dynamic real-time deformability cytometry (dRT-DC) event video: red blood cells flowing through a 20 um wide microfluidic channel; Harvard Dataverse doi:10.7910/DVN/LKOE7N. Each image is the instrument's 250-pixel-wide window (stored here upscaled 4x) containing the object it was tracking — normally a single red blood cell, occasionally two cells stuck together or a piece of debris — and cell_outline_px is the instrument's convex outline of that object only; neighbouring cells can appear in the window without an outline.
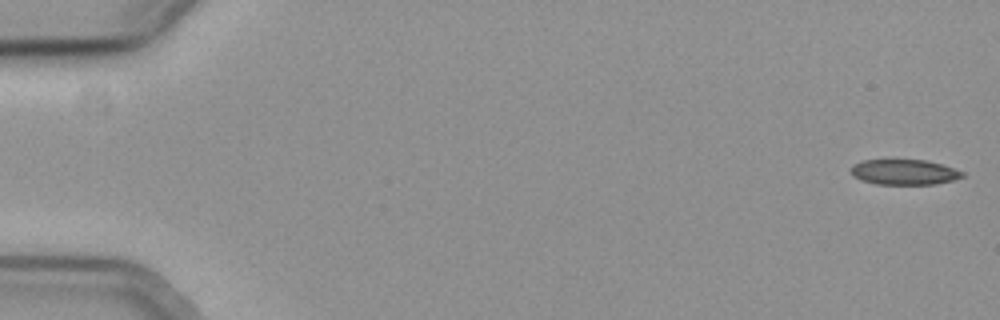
{"species": "common noctule bat (a hibernating species)", "species_latin": "Nyctalus noctula", "temperature_condition": "cold", "stored_images_in_passage": 11, "camera_frame_rate_fps": 3000, "um_per_image_px": 0.085, "animal": {"sex": "female", "body_mass_g": 19.3, "forearm_length_mm": 54.1}, "frame": {"image": 1, "passage_image": 1, "time_ms": 0.0, "image_size_px": [1000, 320], "cell_outline_px": [[964, 176], [952, 180], [936, 184], [876, 184], [860, 180], [852, 176], [852, 164], [864, 160], [928, 160], [964, 172]], "centroid_in_image_um": [76.83, 14.63], "position_along_channel_um": 8.2, "area_um2": 16.36}}